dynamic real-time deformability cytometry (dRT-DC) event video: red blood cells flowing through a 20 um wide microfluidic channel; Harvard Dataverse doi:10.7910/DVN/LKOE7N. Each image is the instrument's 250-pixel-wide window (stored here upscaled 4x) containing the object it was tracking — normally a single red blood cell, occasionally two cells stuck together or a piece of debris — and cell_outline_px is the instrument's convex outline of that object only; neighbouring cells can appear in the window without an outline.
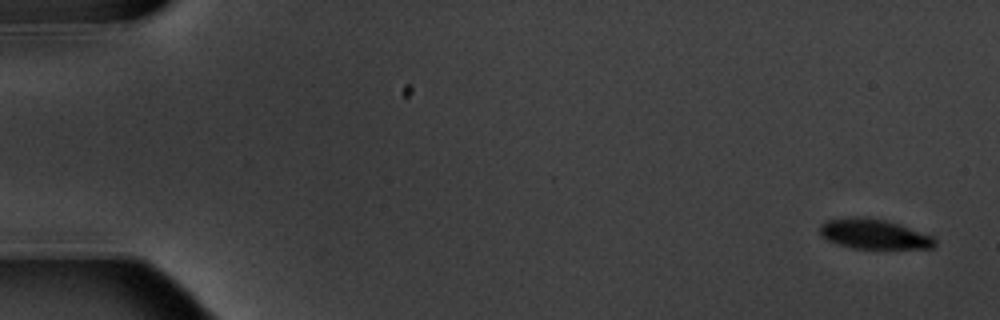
{"species": "common noctule bat (a hibernating species)", "species_latin": "Nyctalus noctula", "temperature_condition": "warm", "stored_images_in_passage": 7, "camera_frame_rate_fps": 3000, "um_per_image_px": 0.085, "animal": {"sex": "male", "body_mass_g": 20.1, "forearm_length_mm": 53.5}, "frame": {"image": 1, "passage_image": 1, "time_ms": 0.0, "image_size_px": [1000, 320], "cell_outline_px": [[936, 244], [932, 248], [852, 248], [828, 240], [820, 236], [820, 224], [824, 220], [852, 216], [868, 216], [900, 224], [932, 236], [936, 240]], "centroid_in_image_um": [74.24, 19.87], "position_along_channel_um": 10.8, "area_um2": 20.11}}
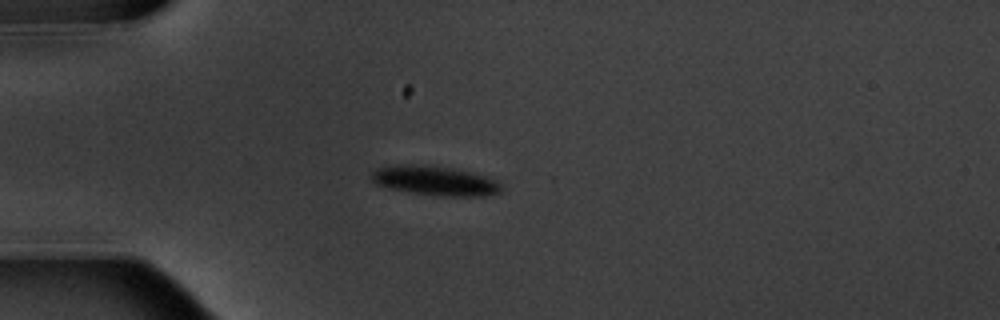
{"frame": {"image": 2, "passage_image": 5, "time_ms": 4.667, "image_size_px": [1000, 320], "cell_outline_px": [[504, 188], [500, 192], [484, 196], [448, 196], [412, 192], [392, 188], [376, 184], [372, 180], [372, 172], [380, 168], [400, 164], [424, 164], [448, 168], [468, 172], [484, 176], [500, 184]], "centroid_in_image_um": [36.98, 15.36], "position_along_channel_um": 48.0, "area_um2": 21.68}}